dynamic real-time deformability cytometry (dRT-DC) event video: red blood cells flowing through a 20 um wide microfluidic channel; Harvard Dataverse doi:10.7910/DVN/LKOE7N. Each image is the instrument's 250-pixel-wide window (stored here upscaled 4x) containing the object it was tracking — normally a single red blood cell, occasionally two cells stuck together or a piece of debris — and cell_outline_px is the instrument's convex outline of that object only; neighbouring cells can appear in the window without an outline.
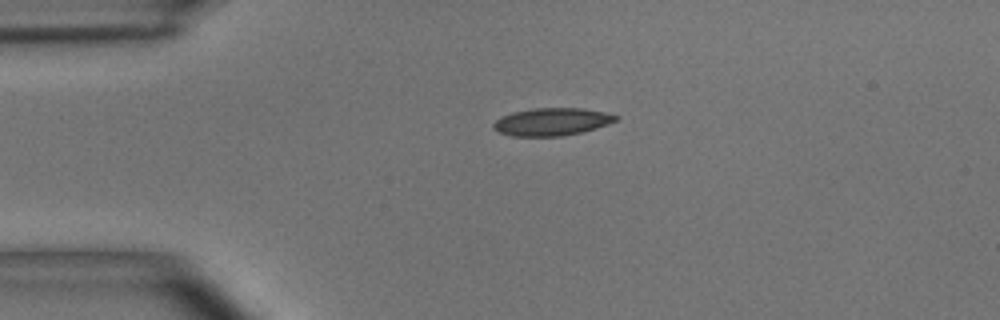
{"species": "common noctule bat (a hibernating species)", "species_latin": "Nyctalus noctula", "temperature_condition": "room temperature", "stored_images_in_passage": 2, "camera_frame_rate_fps": 3000, "um_per_image_px": 0.085, "animal": {"sex": "male", "body_mass_g": 15.6}, "frame": {"image": 1, "passage_image": 1, "time_ms": 0.0, "image_size_px": [1000, 320], "cell_outline_px": [[620, 116], [616, 120], [608, 124], [596, 128], [580, 132], [560, 136], [512, 136], [500, 132], [492, 128], [492, 124], [496, 120], [512, 112], [532, 108], [580, 108], [604, 112]], "centroid_in_image_um": [46.89, 10.34], "position_along_channel_um": 38.1, "area_um2": 19.54}}